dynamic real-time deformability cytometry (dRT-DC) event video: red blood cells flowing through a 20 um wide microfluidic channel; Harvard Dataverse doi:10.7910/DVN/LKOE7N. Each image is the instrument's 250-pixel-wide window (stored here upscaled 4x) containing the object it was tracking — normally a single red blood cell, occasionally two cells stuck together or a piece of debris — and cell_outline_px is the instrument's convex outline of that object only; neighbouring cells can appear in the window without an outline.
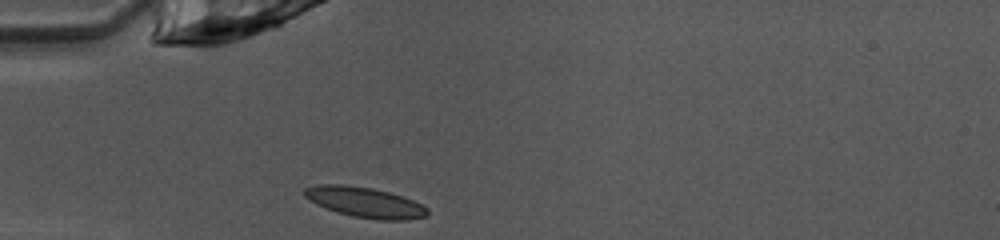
{"species": "common noctule bat (a hibernating species)", "species_latin": "Nyctalus noctula", "temperature_condition": "warm", "stored_images_in_passage": 36, "camera_frame_rate_fps": 3000, "um_per_image_px": 0.085, "animal": {"sex": "female", "body_mass_g": 10.0, "forearm_length_mm": 53.1}, "frame": {"image": 1, "passage_image": 1, "time_ms": 0.0, "image_size_px": [1000, 240], "cell_outline_px": [[428, 216], [408, 220], [380, 220], [352, 216], [316, 204], [304, 196], [304, 188], [320, 184], [344, 184], [372, 188], [388, 192], [412, 200], [428, 208]], "centroid_in_image_um": [31.03, 17.19], "position_along_channel_um": 54.0, "area_um2": 21.5}}
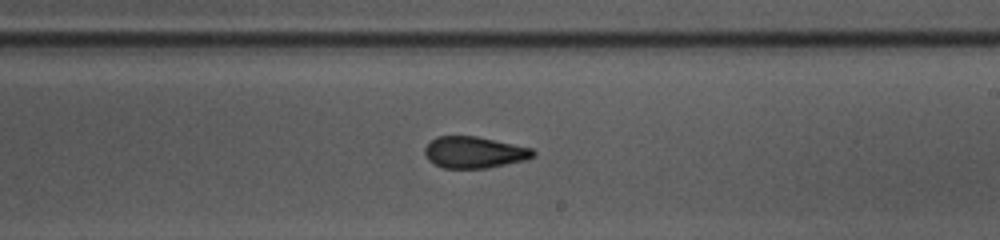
{"frame": {"image": 2, "passage_image": 16, "time_ms": 5.0, "image_size_px": [1000, 240], "cell_outline_px": [[536, 156], [524, 160], [488, 168], [444, 168], [428, 160], [424, 152], [424, 148], [436, 136], [476, 136], [532, 148], [536, 152]], "centroid_in_image_um": [40.32, 12.95], "position_along_channel_um": 248.7, "area_um2": 19.83}}
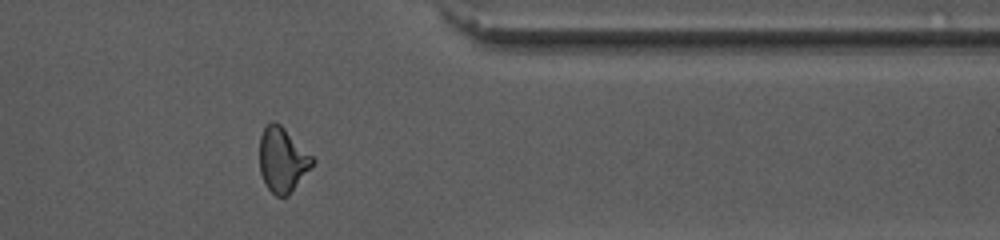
{"frame": {"image": 3, "passage_image": 27, "time_ms": 8.667, "image_size_px": [1000, 240], "cell_outline_px": [[316, 160], [288, 196], [276, 196], [268, 188], [260, 172], [260, 136], [264, 128], [272, 120], [280, 124]], "centroid_in_image_um": [24.0, 13.58], "position_along_channel_um": 387.4, "area_um2": 19.54}, "authors_computed_cell_mechanics": {"area_um2": 20.0566, "velocity_mm_per_s": 4.0428, "shape_relaxation_time_tau1_ms": 6.8398, "shape_relaxation_time_tau2_ms": 1.8772, "deformation_change_tau1": 0.1775, "deformation_change_tau2": 0.0825}}